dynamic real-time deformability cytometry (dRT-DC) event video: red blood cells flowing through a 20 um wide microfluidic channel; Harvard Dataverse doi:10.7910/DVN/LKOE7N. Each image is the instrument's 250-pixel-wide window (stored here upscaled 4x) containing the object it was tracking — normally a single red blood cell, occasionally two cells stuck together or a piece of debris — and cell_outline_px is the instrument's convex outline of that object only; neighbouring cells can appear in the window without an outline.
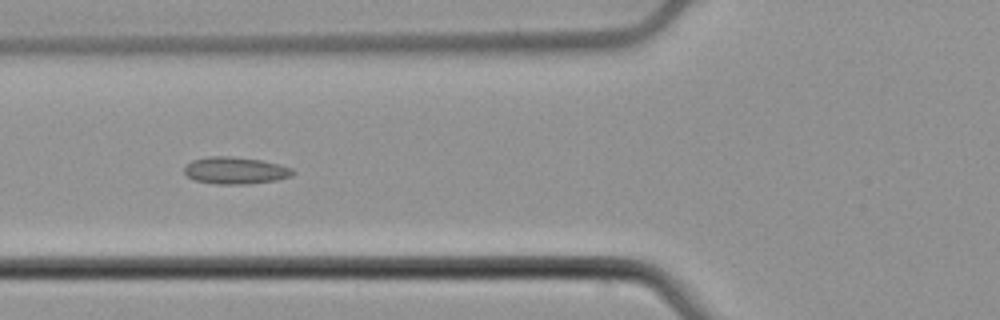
{"species": "common noctule bat (a hibernating species)", "species_latin": "Nyctalus noctula", "temperature_condition": "cold", "stored_images_in_passage": 3, "camera_frame_rate_fps": 3000, "um_per_image_px": 0.085, "animal": {"sex": "male", "body_mass_g": 21.5, "forearm_length_mm": 52.0}, "frame": {"image": 1, "passage_image": 3, "time_ms": 0.667, "image_size_px": [1000, 320], "cell_outline_px": [[296, 172], [292, 176], [276, 180], [244, 184], [216, 184], [196, 180], [188, 176], [184, 172], [184, 168], [192, 160], [208, 156], [232, 156], [260, 160], [292, 168]], "centroid_in_image_um": [20.0, 14.49], "position_along_channel_um": 105.8, "area_um2": 16.94}}